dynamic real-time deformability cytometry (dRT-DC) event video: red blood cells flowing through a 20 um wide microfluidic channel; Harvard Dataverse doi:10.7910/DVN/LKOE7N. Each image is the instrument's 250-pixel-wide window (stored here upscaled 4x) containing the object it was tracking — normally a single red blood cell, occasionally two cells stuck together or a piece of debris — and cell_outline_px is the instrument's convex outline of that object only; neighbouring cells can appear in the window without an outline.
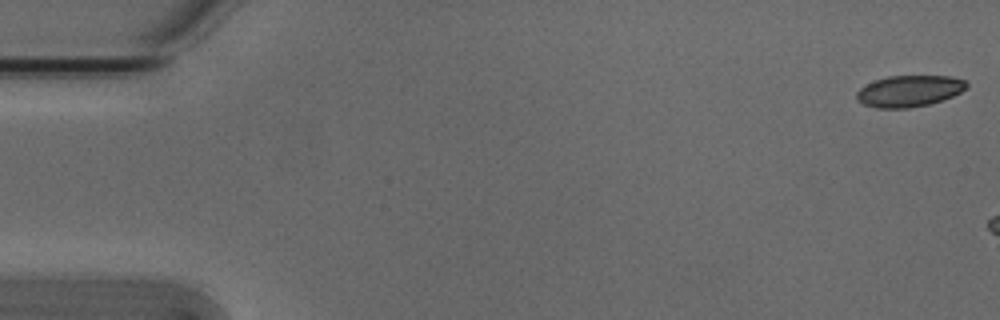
{"species": "Egyptian fruit bat (a non-hibernating species)", "species_latin": "Rousettus aegyptiacus", "temperature_condition": "cold", "stored_images_in_passage": 15, "camera_frame_rate_fps": 3000, "um_per_image_px": 0.085, "animal": {"sex": "male"}, "frame": {"image": 1, "passage_image": 1, "time_ms": 0.0, "image_size_px": [1000, 320], "cell_outline_px": [[968, 88], [952, 96], [928, 104], [908, 108], [876, 108], [864, 104], [856, 100], [856, 92], [860, 88], [876, 80], [888, 76], [948, 76], [964, 80], [968, 84]], "centroid_in_image_um": [77.27, 7.74], "position_along_channel_um": 7.7, "area_um2": 19.94}}